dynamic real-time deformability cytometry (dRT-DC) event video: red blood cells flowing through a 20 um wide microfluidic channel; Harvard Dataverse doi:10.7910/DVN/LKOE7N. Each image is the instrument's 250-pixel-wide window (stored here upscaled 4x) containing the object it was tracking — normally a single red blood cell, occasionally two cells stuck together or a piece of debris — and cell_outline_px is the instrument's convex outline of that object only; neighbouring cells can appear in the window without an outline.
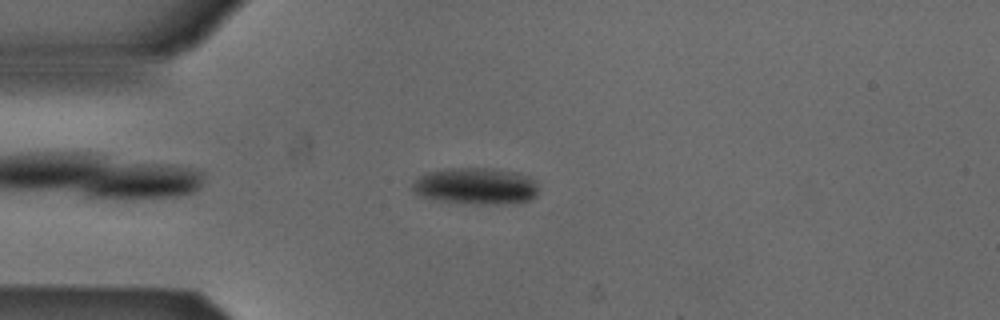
{"species": "Egyptian fruit bat (a non-hibernating species)", "species_latin": "Rousettus aegyptiacus", "temperature_condition": "cold", "stored_images_in_passage": 45, "camera_frame_rate_fps": 3000, "um_per_image_px": 0.085, "animal": {"sex": "male"}, "frame": {"image": 1, "passage_image": 6, "time_ms": 1.667, "image_size_px": [1000, 320], "cell_outline_px": [[536, 196], [532, 200], [520, 204], [476, 204], [440, 200], [420, 196], [412, 192], [412, 184], [424, 172], [448, 168], [492, 168], [516, 172], [528, 176], [536, 180]], "centroid_in_image_um": [40.47, 15.82], "position_along_channel_um": 44.5, "area_um2": 27.28}}
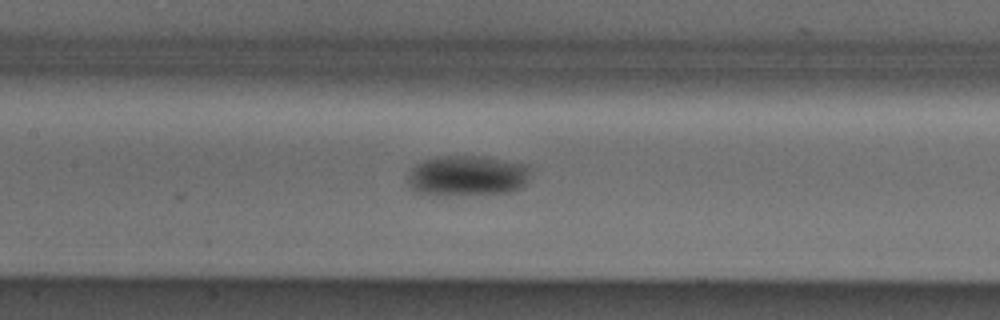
{"frame": {"image": 2, "passage_image": 17, "time_ms": 5.333, "image_size_px": [1000, 320], "cell_outline_px": [[528, 172], [524, 184], [520, 188], [508, 192], [444, 196], [432, 196], [416, 192], [408, 184], [408, 176], [412, 168], [416, 164], [424, 160], [436, 156], [484, 156], [528, 164]], "centroid_in_image_um": [39.66, 14.94], "position_along_channel_um": 167.7, "area_um2": 29.19}}
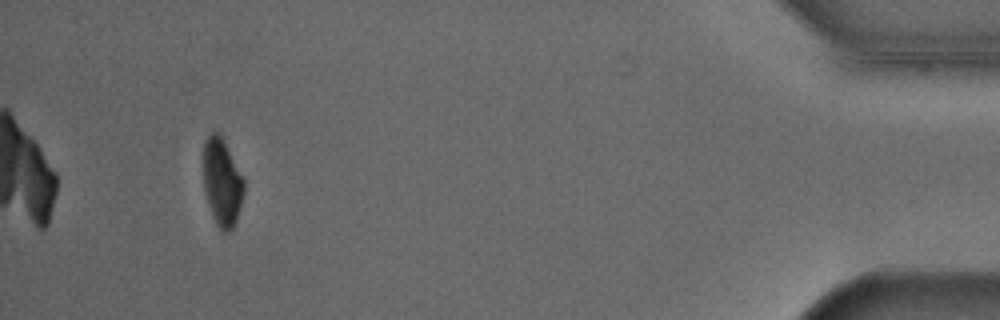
{"frame": {"image": 3, "passage_image": 42, "time_ms": 13.667, "image_size_px": [1000, 320], "cell_outline_px": [[244, 192], [236, 220], [232, 228], [228, 232], [224, 232], [216, 224], [212, 216], [204, 192], [204, 140], [212, 132], [220, 132], [244, 180]], "centroid_in_image_um": [18.87, 15.48], "position_along_channel_um": 416.3, "area_um2": 20.52}, "authors_computed_cell_mechanics": {"area_um2": 25.6054, "velocity_mm_per_s": 3.8688, "shape_relaxation_time_tau1_ms": 2.688, "shape_relaxation_time_tau2_ms": null, "deformation_change_tau1": 0.0749, "deformation_change_tau2": null}}